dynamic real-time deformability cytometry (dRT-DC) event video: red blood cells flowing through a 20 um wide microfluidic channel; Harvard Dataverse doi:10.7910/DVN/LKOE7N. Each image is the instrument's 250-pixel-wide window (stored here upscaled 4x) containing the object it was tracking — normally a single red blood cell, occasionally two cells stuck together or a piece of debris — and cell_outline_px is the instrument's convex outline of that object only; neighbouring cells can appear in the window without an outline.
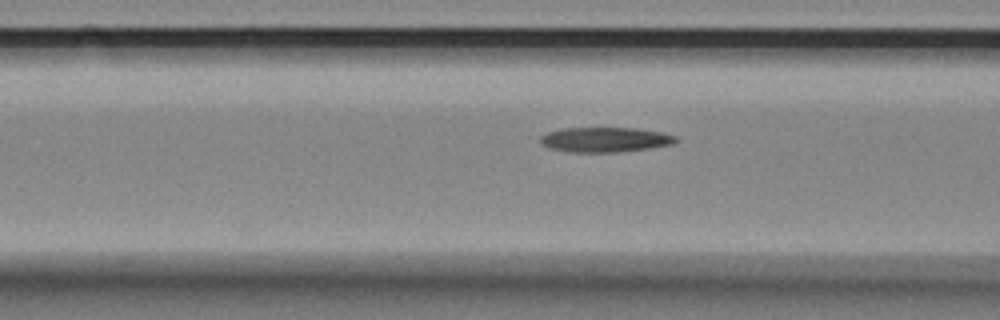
{"species": "Egyptian fruit bat (a non-hibernating species)", "species_latin": "Rousettus aegyptiacus", "temperature_condition": "room temperature", "stored_images_in_passage": 12, "camera_frame_rate_fps": 3000, "um_per_image_px": 0.085, "animal": {"sex": "female"}, "frame": {"image": 1, "passage_image": 10, "time_ms": 3.0, "image_size_px": [1000, 320], "cell_outline_px": [[680, 140], [672, 144], [648, 148], [616, 152], [568, 152], [548, 148], [540, 144], [540, 136], [548, 132], [564, 128], [636, 128], [664, 132], [676, 136]], "centroid_in_image_um": [51.43, 11.87], "position_along_channel_um": 115.2, "area_um2": 19.77}}